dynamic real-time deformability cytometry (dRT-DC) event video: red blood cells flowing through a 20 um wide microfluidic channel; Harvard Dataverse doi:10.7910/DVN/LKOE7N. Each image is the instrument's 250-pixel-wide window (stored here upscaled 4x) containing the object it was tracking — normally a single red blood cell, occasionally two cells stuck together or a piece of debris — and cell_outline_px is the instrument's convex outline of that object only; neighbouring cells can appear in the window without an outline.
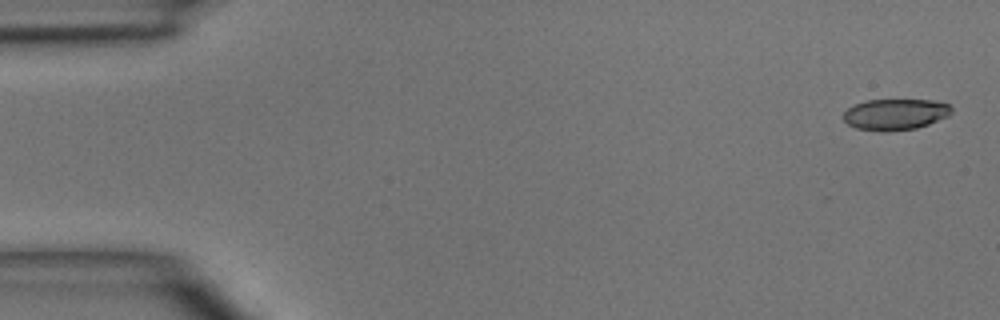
{"species": "common noctule bat (a hibernating species)", "species_latin": "Nyctalus noctula", "temperature_condition": "room temperature", "stored_images_in_passage": 4, "camera_frame_rate_fps": 3000, "um_per_image_px": 0.085, "animal": {"sex": "male", "body_mass_g": 15.6}, "frame": {"image": 1, "passage_image": 1, "time_ms": 0.0, "image_size_px": [1000, 320], "cell_outline_px": [[952, 112], [948, 116], [928, 124], [916, 128], [888, 132], [880, 132], [856, 128], [848, 124], [844, 120], [844, 112], [848, 108], [856, 104], [868, 100], [932, 100], [948, 104], [952, 108]], "centroid_in_image_um": [76.1, 9.73], "position_along_channel_um": 8.9, "area_um2": 19.59}}
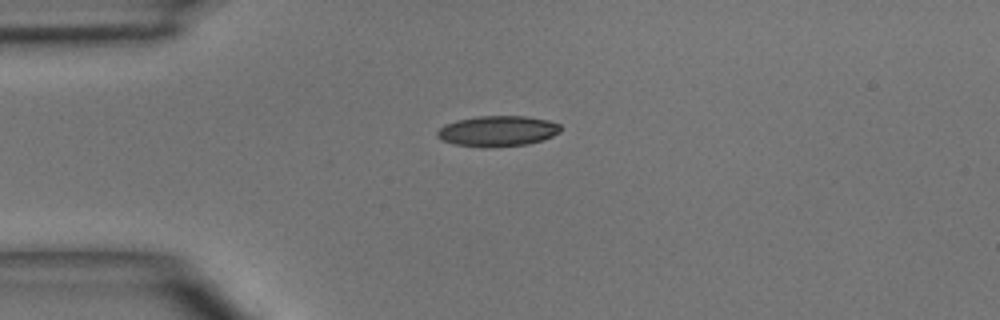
{"frame": {"image": 2, "passage_image": 4, "time_ms": 3.333, "image_size_px": [1000, 320], "cell_outline_px": [[560, 132], [544, 140], [528, 144], [452, 144], [436, 136], [436, 132], [444, 124], [456, 120], [476, 116], [528, 116], [548, 120], [560, 124]], "centroid_in_image_um": [42.33, 11.08], "position_along_channel_um": 42.7, "area_um2": 21.15}}